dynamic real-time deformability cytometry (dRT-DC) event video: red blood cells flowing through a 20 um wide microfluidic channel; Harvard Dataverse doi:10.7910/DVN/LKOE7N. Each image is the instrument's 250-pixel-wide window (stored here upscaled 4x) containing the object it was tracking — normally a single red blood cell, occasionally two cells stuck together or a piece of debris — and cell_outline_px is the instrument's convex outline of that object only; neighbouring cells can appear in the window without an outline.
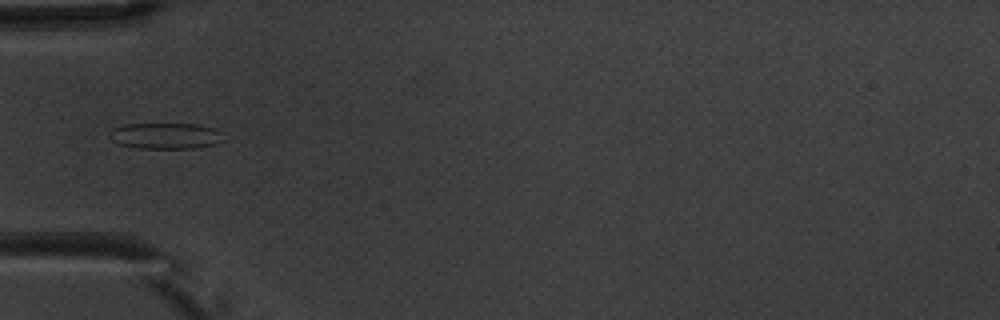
{"species": "common noctule bat (a hibernating species)", "species_latin": "Nyctalus noctula", "temperature_condition": "warm", "stored_images_in_passage": 6, "camera_frame_rate_fps": 3000, "um_per_image_px": 0.085, "animal": {"sex": "male", "body_mass_g": 20.1, "forearm_length_mm": 53.5}, "frame": {"image": 1, "passage_image": 6, "time_ms": 5.667, "image_size_px": [1000, 320], "cell_outline_px": [[220, 132], [212, 144], [196, 148], [140, 148], [120, 144], [112, 140], [108, 136], [108, 132], [124, 124], [196, 124], [212, 128]], "centroid_in_image_um": [13.93, 11.54], "position_along_channel_um": 71.1, "area_um2": 16.65}}